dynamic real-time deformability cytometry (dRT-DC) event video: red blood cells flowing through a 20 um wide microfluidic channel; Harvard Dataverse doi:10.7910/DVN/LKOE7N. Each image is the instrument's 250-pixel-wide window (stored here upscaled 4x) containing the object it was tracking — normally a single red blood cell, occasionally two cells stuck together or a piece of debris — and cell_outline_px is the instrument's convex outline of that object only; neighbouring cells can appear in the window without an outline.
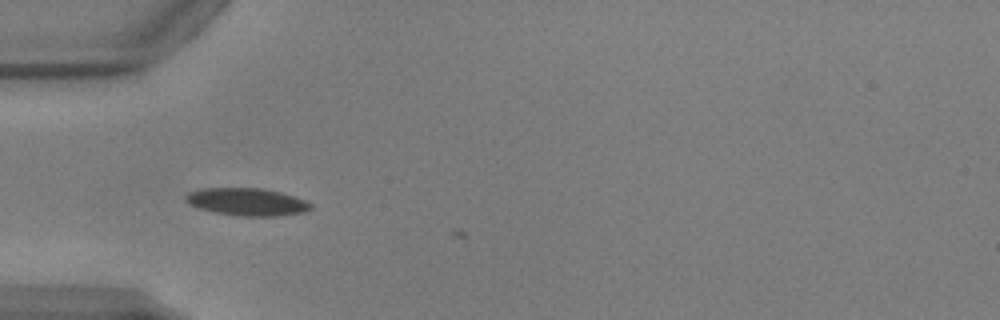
{"species": "common noctule bat (a hibernating species)", "species_latin": "Nyctalus noctula", "temperature_condition": "warm", "stored_images_in_passage": 4, "camera_frame_rate_fps": 3000, "um_per_image_px": 0.085, "animal": {"sex": "male", "body_mass_g": 17.9, "forearm_length_mm": 54.2}, "frame": {"image": 1, "passage_image": 2, "time_ms": 0.333, "image_size_px": [1000, 320], "cell_outline_px": [[312, 208], [304, 212], [276, 216], [236, 216], [216, 212], [200, 208], [188, 204], [184, 200], [184, 196], [188, 192], [200, 188], [264, 188], [280, 192], [304, 200], [312, 204]], "centroid_in_image_um": [20.95, 17.15], "position_along_channel_um": 64.0, "area_um2": 20.11}}